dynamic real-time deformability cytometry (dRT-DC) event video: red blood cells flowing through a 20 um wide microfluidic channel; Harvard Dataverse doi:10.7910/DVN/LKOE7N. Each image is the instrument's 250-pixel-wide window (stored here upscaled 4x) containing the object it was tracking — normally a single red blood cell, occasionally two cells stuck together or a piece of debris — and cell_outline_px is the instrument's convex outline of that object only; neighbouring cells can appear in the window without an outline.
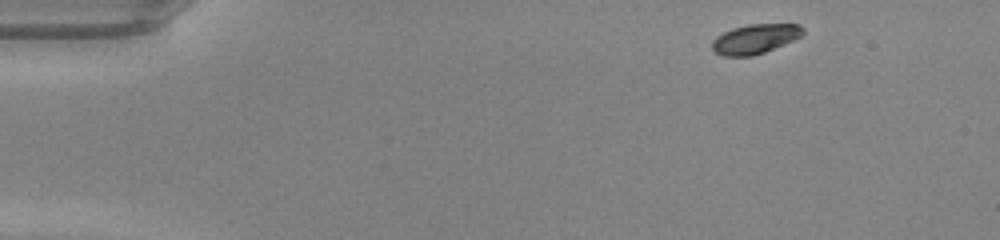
{"species": "common noctule bat (a hibernating species)", "species_latin": "Nyctalus noctula", "temperature_condition": "warm", "stored_images_in_passage": 44, "camera_frame_rate_fps": 3000, "um_per_image_px": 0.085, "animal": {"sex": "male", "body_mass_g": 20.0, "forearm_length_mm": 53.3}, "frame": {"image": 1, "passage_image": 1, "time_ms": 0.0, "image_size_px": [1000, 240], "cell_outline_px": [[804, 32], [800, 36], [792, 40], [764, 52], [752, 56], [724, 56], [716, 52], [712, 48], [712, 40], [716, 36], [732, 28], [748, 24], [800, 24], [804, 28]], "centroid_in_image_um": [64.16, 3.29], "position_along_channel_um": 20.8, "area_um2": 15.49}}
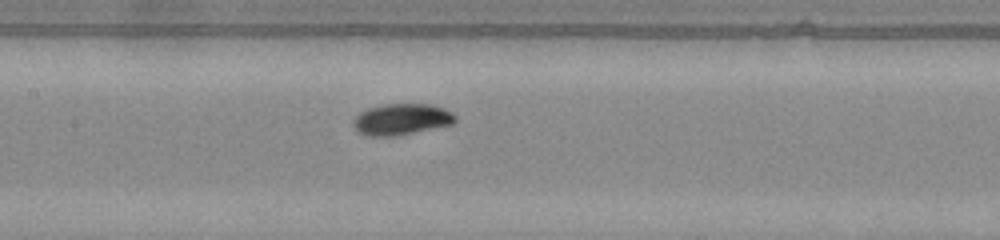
{"frame": {"image": 2, "passage_image": 19, "time_ms": 6.0, "image_size_px": [1000, 240], "cell_outline_px": [[456, 120], [452, 124], [396, 136], [368, 136], [356, 132], [352, 124], [352, 120], [360, 112], [368, 108], [384, 104], [432, 104], [444, 108], [452, 112], [456, 116]], "centroid_in_image_um": [34.1, 10.14], "position_along_channel_um": 173.3, "area_um2": 18.73}}
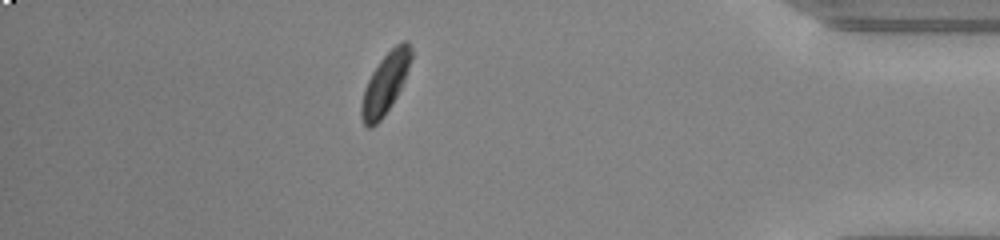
{"frame": {"image": 3, "passage_image": 38, "time_ms": 12.333, "image_size_px": [1000, 240], "cell_outline_px": [[412, 56], [404, 80], [392, 104], [380, 120], [372, 128], [368, 128], [364, 124], [360, 116], [360, 104], [364, 88], [372, 72], [380, 60], [396, 44], [404, 40], [408, 40], [412, 48]], "centroid_in_image_um": [32.73, 7.1], "position_along_channel_um": 402.5, "area_um2": 17.51}, "authors_computed_cell_mechanics": {"area_um2": 17.5423, "velocity_mm_per_s": 4.2329, "shape_relaxation_time_tau1_ms": 2.0672, "shape_relaxation_time_tau2_ms": null, "deformation_change_tau1": 0.1238, "deformation_change_tau2": null}}